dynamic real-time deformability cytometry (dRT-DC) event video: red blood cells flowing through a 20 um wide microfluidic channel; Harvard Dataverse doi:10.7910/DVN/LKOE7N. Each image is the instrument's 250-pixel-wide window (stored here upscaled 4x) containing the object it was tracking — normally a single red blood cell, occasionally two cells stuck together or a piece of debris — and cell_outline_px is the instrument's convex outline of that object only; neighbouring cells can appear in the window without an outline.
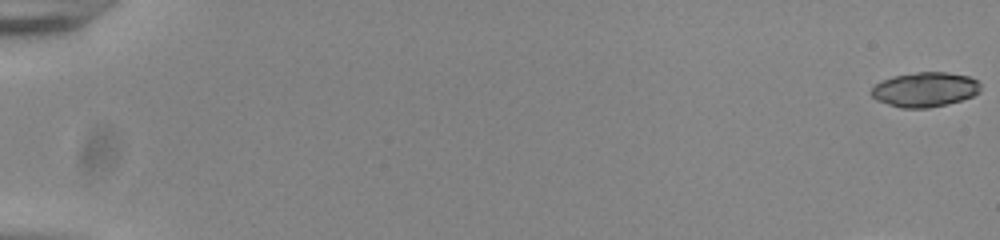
{"species": "common noctule bat (a hibernating species)", "species_latin": "Nyctalus noctula", "temperature_condition": "room temperature", "stored_images_in_passage": 49, "camera_frame_rate_fps": 3000, "um_per_image_px": 0.085, "animal": {"sex": "male", "body_mass_g": 20.0, "forearm_length_mm": 53.3}, "frame": {"image": 1, "passage_image": 1, "time_ms": 0.0, "image_size_px": [1000, 240], "cell_outline_px": [[980, 92], [972, 96], [960, 100], [928, 108], [900, 108], [876, 100], [872, 96], [872, 88], [876, 84], [892, 76], [916, 72], [948, 72], [968, 76], [976, 80], [980, 84]], "centroid_in_image_um": [78.62, 7.6], "position_along_channel_um": 6.4, "area_um2": 21.91}, "authors_computed_cell_mechanics": {"area_um2": 21.386, "velocity_mm_per_s": 3.8183, "shape_relaxation_time_tau1_ms": 3.2147, "shape_relaxation_time_tau2_ms": null, "deformation_change_tau1": 0.0997, "deformation_change_tau2": null}}